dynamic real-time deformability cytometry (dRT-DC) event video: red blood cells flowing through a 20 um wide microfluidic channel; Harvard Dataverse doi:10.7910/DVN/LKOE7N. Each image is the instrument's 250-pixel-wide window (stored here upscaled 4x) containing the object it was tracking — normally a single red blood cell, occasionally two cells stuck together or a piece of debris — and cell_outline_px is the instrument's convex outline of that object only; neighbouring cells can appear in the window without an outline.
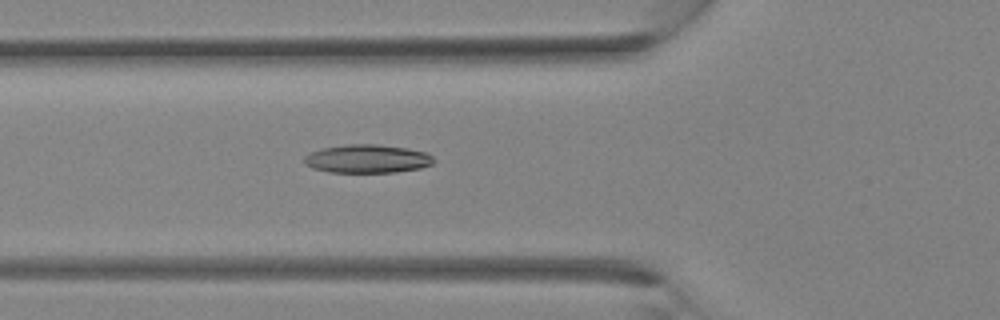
{"species": "Egyptian fruit bat (a non-hibernating species)", "species_latin": "Rousettus aegyptiacus", "temperature_condition": "room temperature", "stored_images_in_passage": 25, "camera_frame_rate_fps": 3000, "um_per_image_px": 0.085, "animal": {"sex": "female"}, "frame": {"image": 1, "passage_image": 4, "time_ms": 1.0, "image_size_px": [1000, 320], "cell_outline_px": [[436, 160], [432, 164], [420, 168], [396, 172], [328, 172], [312, 168], [304, 164], [304, 156], [312, 152], [324, 148], [348, 144], [376, 144], [408, 148], [428, 152]], "centroid_in_image_um": [31.25, 13.5], "position_along_channel_um": 94.6, "area_um2": 21.5}}
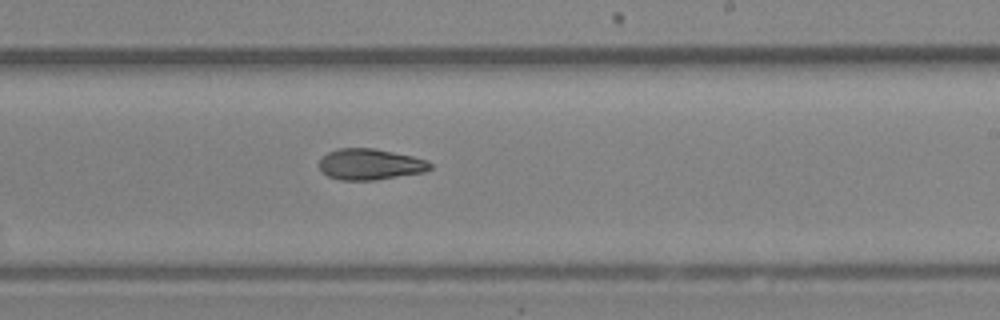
{"frame": {"image": 2, "passage_image": 12, "time_ms": 3.667, "image_size_px": [1000, 320], "cell_outline_px": [[432, 168], [424, 172], [376, 180], [340, 180], [328, 176], [320, 168], [320, 160], [328, 152], [340, 148], [372, 148], [412, 156], [428, 160], [432, 164]], "centroid_in_image_um": [31.49, 13.97], "position_along_channel_um": 257.5, "area_um2": 19.94}}
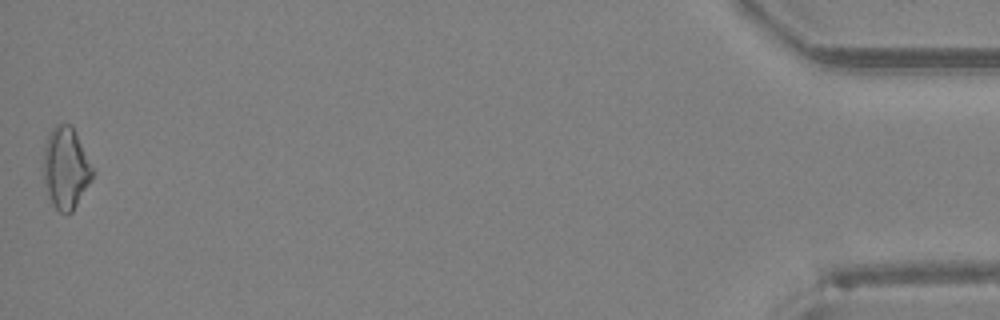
{"frame": {"image": 3, "passage_image": 25, "time_ms": 8.0, "image_size_px": [1000, 320], "cell_outline_px": [[96, 172], [92, 180], [72, 212], [68, 216], [60, 212], [52, 204], [48, 196], [44, 180], [44, 148], [48, 132], [56, 124], [72, 124]], "centroid_in_image_um": [5.62, 14.29], "position_along_channel_um": 429.6, "area_um2": 23.76}}